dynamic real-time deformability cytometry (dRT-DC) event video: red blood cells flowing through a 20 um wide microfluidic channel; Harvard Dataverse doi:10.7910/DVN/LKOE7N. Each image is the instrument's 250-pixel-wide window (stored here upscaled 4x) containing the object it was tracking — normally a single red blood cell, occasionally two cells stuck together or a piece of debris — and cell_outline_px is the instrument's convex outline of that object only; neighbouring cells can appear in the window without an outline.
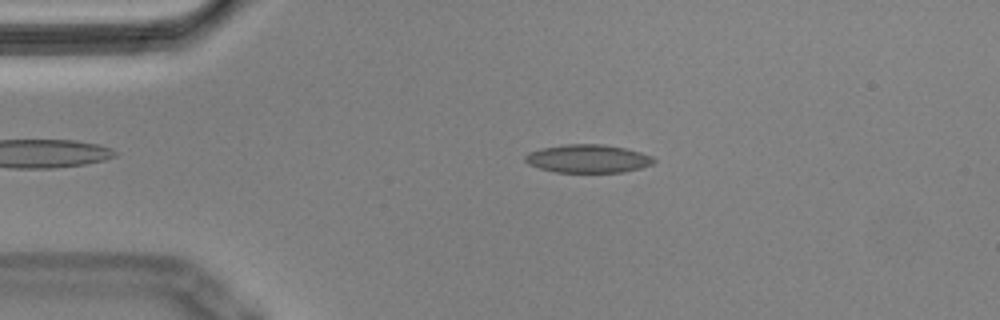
{"species": "Egyptian fruit bat (a non-hibernating species)", "species_latin": "Rousettus aegyptiacus", "temperature_condition": "cold", "stored_images_in_passage": 55, "camera_frame_rate_fps": 3000, "um_per_image_px": 0.085, "animal": {"sex": "male"}, "frame": {"image": 1, "passage_image": 11, "time_ms": 3.333, "image_size_px": [1000, 320], "cell_outline_px": [[656, 160], [652, 164], [640, 168], [624, 172], [556, 172], [540, 168], [528, 164], [524, 160], [524, 156], [528, 152], [544, 148], [564, 144], [604, 144], [624, 148], [640, 152], [652, 156]], "centroid_in_image_um": [49.97, 13.48], "position_along_channel_um": 35.0, "area_um2": 21.1}}
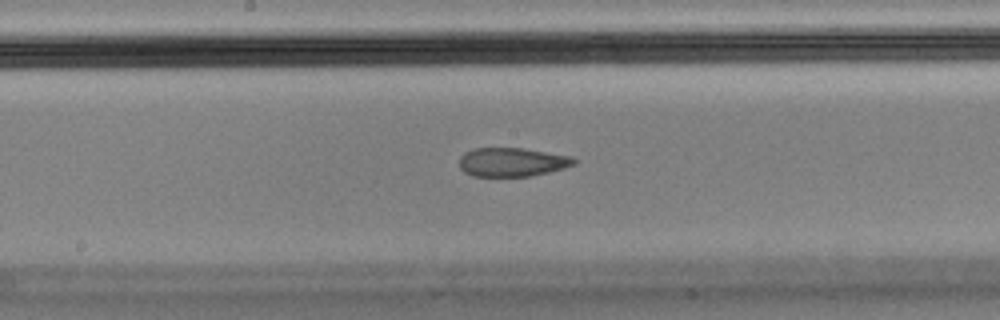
{"frame": {"image": 2, "passage_image": 28, "time_ms": 9.0, "image_size_px": [1000, 320], "cell_outline_px": [[576, 164], [564, 168], [532, 176], [472, 176], [464, 172], [460, 168], [460, 156], [464, 152], [476, 148], [520, 148], [572, 156], [576, 160]], "centroid_in_image_um": [43.52, 13.78], "position_along_channel_um": 204.7, "area_um2": 19.25}}
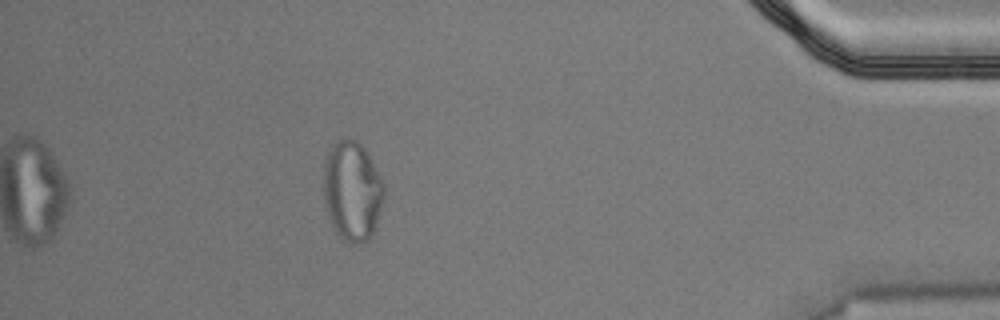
{"frame": {"image": 3, "passage_image": 49, "time_ms": 16.0, "image_size_px": [1000, 320], "cell_outline_px": [[384, 196], [380, 212], [372, 232], [360, 244], [348, 244], [336, 232], [328, 216], [324, 204], [324, 156], [332, 144], [336, 140], [348, 136], [356, 140], [364, 148], [380, 176], [384, 184]], "centroid_in_image_um": [29.9, 16.18], "position_along_channel_um": 405.3, "area_um2": 35.2}, "authors_computed_cell_mechanics": {"area_um2": 21.1548, "velocity_mm_per_s": 3.572, "shape_relaxation_time_tau1_ms": null, "shape_relaxation_time_tau2_ms": 3.0154, "deformation_change_tau1": null, "deformation_change_tau2": 0.0948}}